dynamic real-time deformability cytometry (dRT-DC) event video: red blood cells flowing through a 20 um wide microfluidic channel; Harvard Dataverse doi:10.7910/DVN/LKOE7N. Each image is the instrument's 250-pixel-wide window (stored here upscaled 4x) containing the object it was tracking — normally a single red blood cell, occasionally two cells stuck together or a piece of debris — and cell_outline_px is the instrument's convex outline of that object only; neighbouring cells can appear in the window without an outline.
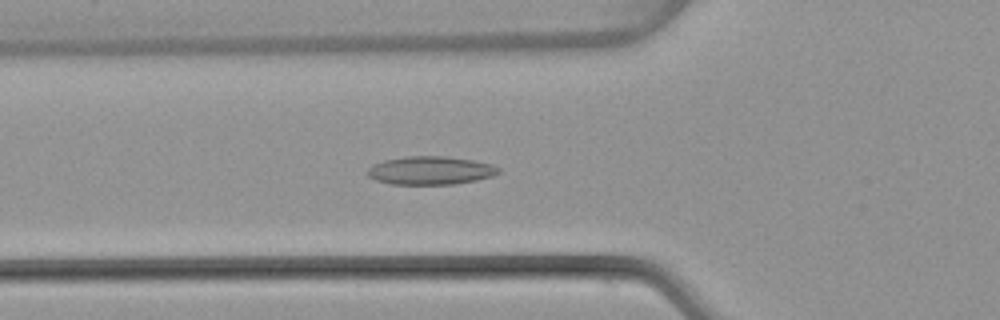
{"species": "common noctule bat (a hibernating species)", "species_latin": "Nyctalus noctula", "temperature_condition": "warm", "stored_images_in_passage": 50, "camera_frame_rate_fps": 3000, "um_per_image_px": 0.085, "animal": {"sex": "female", "body_mass_g": 22.7, "forearm_length_mm": 54.2}, "frame": {"image": 1, "passage_image": 18, "time_ms": 5.667, "image_size_px": [1000, 320], "cell_outline_px": [[500, 172], [492, 176], [476, 180], [452, 184], [392, 184], [376, 180], [368, 176], [364, 172], [372, 164], [384, 160], [404, 156], [448, 156], [472, 160], [492, 164], [500, 168]], "centroid_in_image_um": [36.56, 14.48], "position_along_channel_um": 89.2, "area_um2": 21.73}}
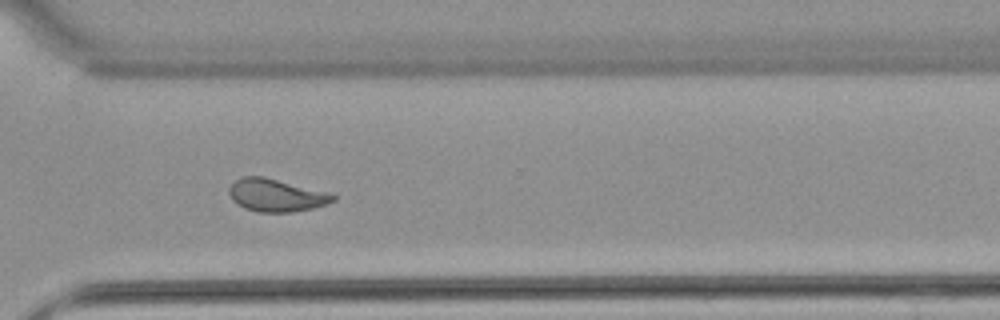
{"frame": {"image": 2, "passage_image": 37, "time_ms": 12.0, "image_size_px": [1000, 320], "cell_outline_px": [[336, 200], [312, 208], [292, 212], [260, 212], [244, 208], [236, 204], [232, 200], [228, 192], [228, 188], [236, 180], [244, 176], [264, 176], [328, 192], [336, 196]], "centroid_in_image_um": [23.44, 16.59], "position_along_channel_um": 347.2, "area_um2": 19.77}}
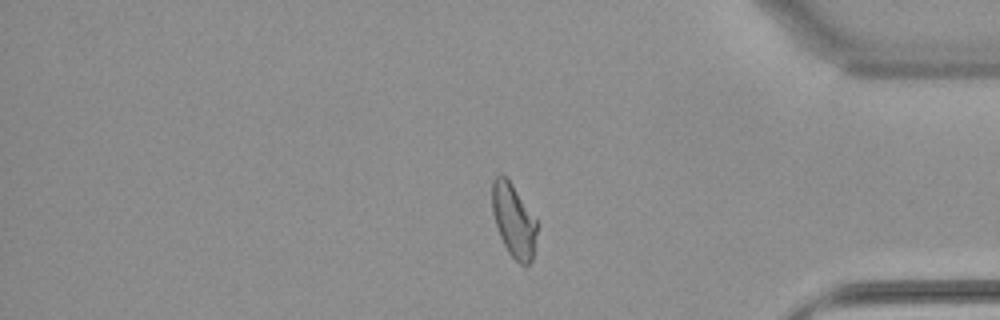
{"frame": {"image": 3, "passage_image": 42, "time_ms": 13.667, "image_size_px": [1000, 320], "cell_outline_px": [[536, 232], [532, 260], [528, 264], [520, 264], [508, 252], [500, 236], [492, 212], [492, 180], [500, 172], [512, 184], [536, 220]], "centroid_in_image_um": [43.63, 18.72], "position_along_channel_um": 391.6, "area_um2": 18.73}, "authors_computed_cell_mechanics": {"area_um2": 20.1433, "velocity_mm_per_s": 4.0747, "shape_relaxation_time_tau1_ms": null, "shape_relaxation_time_tau2_ms": 2.193, "deformation_change_tau1": null, "deformation_change_tau2": 0.0936}}